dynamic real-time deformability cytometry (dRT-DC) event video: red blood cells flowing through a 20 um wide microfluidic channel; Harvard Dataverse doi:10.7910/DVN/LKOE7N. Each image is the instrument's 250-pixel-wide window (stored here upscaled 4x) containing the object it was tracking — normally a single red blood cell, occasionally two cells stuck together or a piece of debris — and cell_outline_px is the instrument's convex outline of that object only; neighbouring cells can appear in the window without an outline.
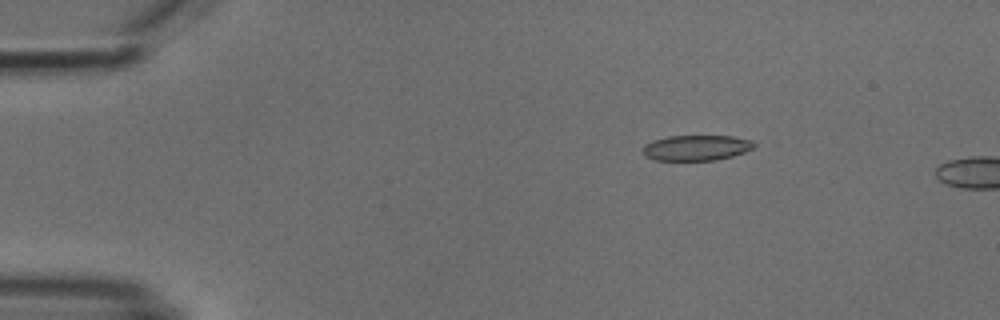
{"species": "common noctule bat (a hibernating species)", "species_latin": "Nyctalus noctula", "temperature_condition": "cold", "stored_images_in_passage": 4, "camera_frame_rate_fps": 3000, "um_per_image_px": 0.085, "animal": {"sex": "male", "body_mass_g": 18.8}, "frame": {"image": 1, "passage_image": 3, "time_ms": 2.333, "image_size_px": [1000, 320], "cell_outline_px": [[760, 144], [744, 152], [732, 156], [716, 160], [652, 160], [644, 156], [644, 144], [652, 140], [668, 136], [732, 136], [752, 140]], "centroid_in_image_um": [59.2, 12.56], "position_along_channel_um": 25.8, "area_um2": 16.65}}